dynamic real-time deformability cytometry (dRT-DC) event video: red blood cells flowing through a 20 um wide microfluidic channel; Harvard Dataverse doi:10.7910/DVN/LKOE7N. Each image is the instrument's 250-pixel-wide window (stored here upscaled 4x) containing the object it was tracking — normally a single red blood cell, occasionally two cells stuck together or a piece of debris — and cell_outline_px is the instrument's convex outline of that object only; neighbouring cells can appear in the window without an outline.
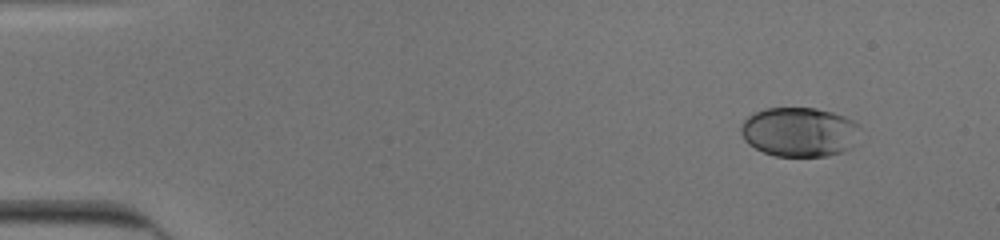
{"species": "human", "species_latin": "Homo sapiens", "temperature_condition": "cold", "stored_images_in_passage": 49, "camera_frame_rate_fps": 3000, "um_per_image_px": 0.085, "donor": {"sex": "male"}, "frame": {"image": 1, "passage_image": 1, "time_ms": 0.0, "image_size_px": [1000, 240], "cell_outline_px": [[860, 144], [844, 152], [824, 156], [776, 156], [764, 152], [748, 144], [744, 140], [740, 132], [740, 124], [752, 112], [764, 108], [816, 108], [832, 112], [844, 116], [860, 124]], "centroid_in_image_um": [68.0, 11.22], "position_along_channel_um": 17.0, "area_um2": 35.14}}
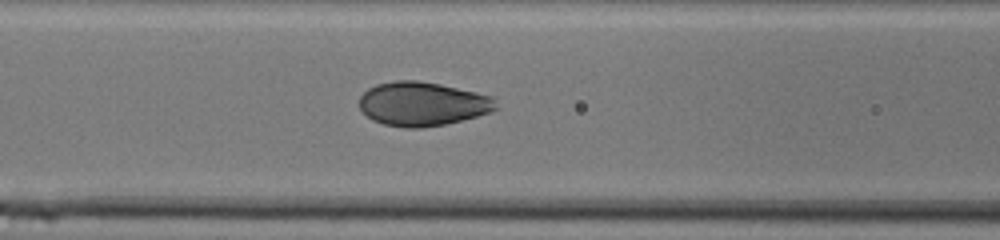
{"frame": {"image": 2, "passage_image": 19, "time_ms": 6.0, "image_size_px": [1000, 240], "cell_outline_px": [[496, 108], [492, 112], [444, 124], [420, 128], [404, 128], [384, 124], [372, 120], [360, 108], [360, 96], [368, 88], [376, 84], [396, 80], [416, 80], [440, 84], [492, 96]], "centroid_in_image_um": [35.87, 8.83], "position_along_channel_um": 130.7, "area_um2": 34.74}}
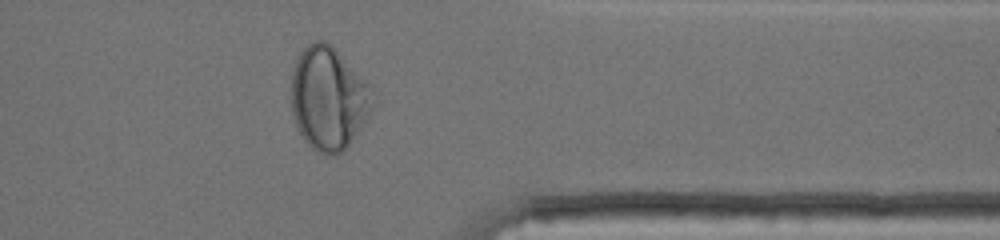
{"frame": {"image": 3, "passage_image": 39, "time_ms": 12.667, "image_size_px": [1000, 240], "cell_outline_px": [[376, 104], [352, 140], [336, 156], [328, 156], [316, 152], [304, 140], [296, 124], [292, 112], [292, 68], [296, 56], [312, 40], [324, 40], [368, 84]], "centroid_in_image_um": [27.89, 8.39], "position_along_channel_um": 383.5, "area_um2": 48.38}, "authors_computed_cell_mechanics": {"area_um2": 35.3158, "velocity_mm_per_s": 3.9117, "shape_relaxation_time_tau1_ms": 2.8578, "shape_relaxation_time_tau2_ms": null, "deformation_change_tau1": 0.1507, "deformation_change_tau2": null}}